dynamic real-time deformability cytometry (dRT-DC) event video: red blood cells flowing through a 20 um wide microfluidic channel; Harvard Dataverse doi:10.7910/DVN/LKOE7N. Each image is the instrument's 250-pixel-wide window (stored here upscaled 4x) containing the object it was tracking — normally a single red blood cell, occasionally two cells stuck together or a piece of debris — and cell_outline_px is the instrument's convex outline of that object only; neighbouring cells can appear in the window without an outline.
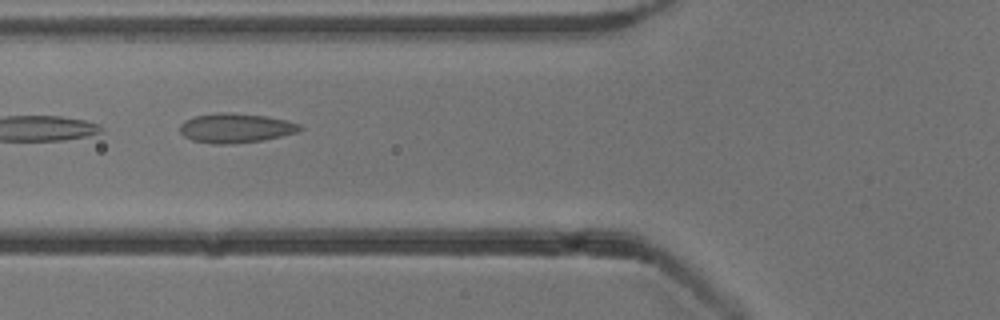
{"species": "common noctule bat (a hibernating species)", "species_latin": "Nyctalus noctula", "temperature_condition": "cold", "stored_images_in_passage": 9, "camera_frame_rate_fps": 3000, "um_per_image_px": 0.085, "animal": {"sex": "male", "body_mass_g": 13.3}, "frame": {"image": 1, "passage_image": 6, "time_ms": 6.667, "image_size_px": [1000, 320], "cell_outline_px": [[304, 128], [300, 132], [260, 140], [228, 144], [212, 144], [192, 140], [184, 136], [180, 132], [180, 124], [184, 120], [196, 116], [216, 112], [232, 112], [268, 116], [288, 120], [300, 124]], "centroid_in_image_um": [20.05, 10.87], "position_along_channel_um": 105.8, "area_um2": 20.81}}
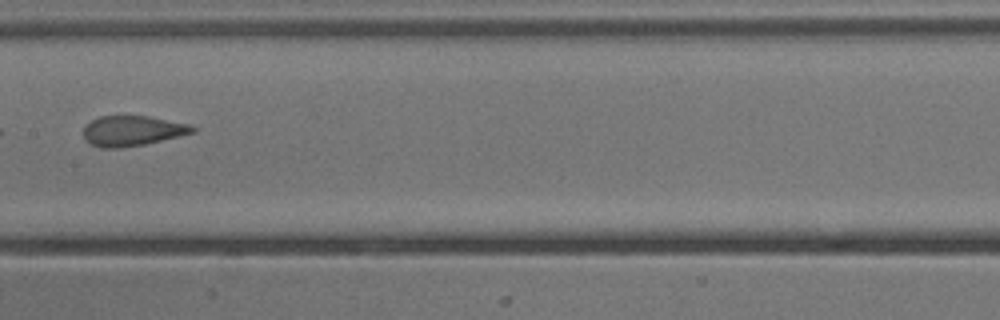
{"frame": {"image": 2, "passage_image": 8, "time_ms": 9.0, "image_size_px": [1000, 320], "cell_outline_px": [[196, 132], [144, 144], [116, 148], [100, 148], [84, 140], [84, 128], [92, 120], [100, 116], [148, 116], [192, 124], [196, 128]], "centroid_in_image_um": [11.28, 11.11], "position_along_channel_um": 196.1, "area_um2": 19.13}}
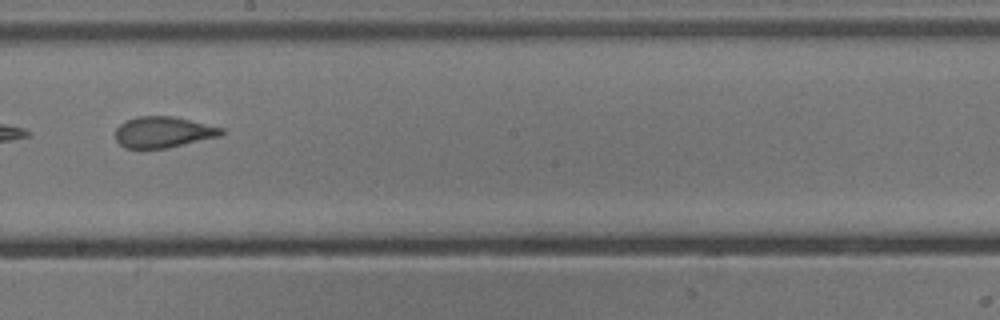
{"frame": {"image": 3, "passage_image": 9, "time_ms": 10.0, "image_size_px": [1000, 320], "cell_outline_px": [[228, 132], [220, 136], [168, 148], [124, 148], [116, 140], [116, 128], [120, 124], [136, 116], [176, 116], [224, 128]], "centroid_in_image_um": [13.92, 11.22], "position_along_channel_um": 234.3, "area_um2": 19.36}}